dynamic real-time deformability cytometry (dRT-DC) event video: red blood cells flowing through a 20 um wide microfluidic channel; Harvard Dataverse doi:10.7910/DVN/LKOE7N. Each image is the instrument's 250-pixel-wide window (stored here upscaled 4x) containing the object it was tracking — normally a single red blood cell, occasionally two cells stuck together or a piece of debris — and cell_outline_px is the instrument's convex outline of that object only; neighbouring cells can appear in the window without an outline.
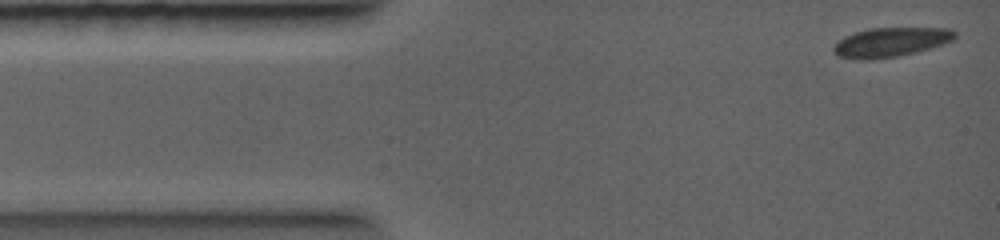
{"species": "common noctule bat (a hibernating species)", "species_latin": "Nyctalus noctula", "temperature_condition": "warm", "stored_images_in_passage": 9, "camera_frame_rate_fps": 5000, "um_per_image_px": 0.085, "animal": {"sex": "female", "body_mass_g": 19.0, "forearm_length_mm": 56.7}, "frame": {"image": 1, "passage_image": 1, "time_ms": 0.0, "image_size_px": [1000, 240], "cell_outline_px": [[956, 36], [952, 40], [944, 44], [916, 52], [896, 56], [868, 60], [860, 60], [840, 56], [832, 48], [836, 40], [844, 36], [868, 28], [952, 28], [956, 32]], "centroid_in_image_um": [75.71, 3.57], "position_along_channel_um": 9.3, "area_um2": 20.75}}
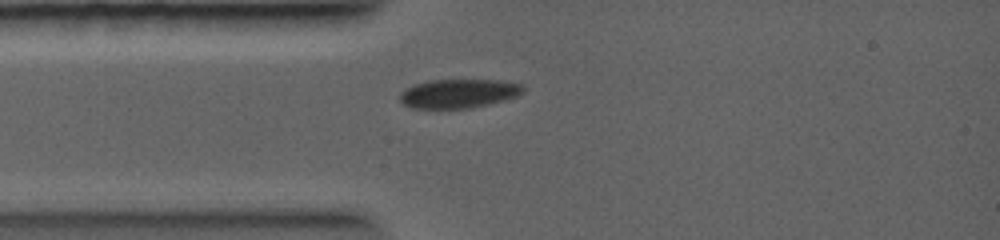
{"frame": {"image": 2, "passage_image": 6, "time_ms": 2.2, "image_size_px": [1000, 240], "cell_outline_px": [[524, 92], [516, 96], [504, 100], [488, 104], [468, 108], [412, 108], [404, 104], [400, 100], [400, 92], [416, 84], [432, 80], [496, 80], [520, 84], [524, 88]], "centroid_in_image_um": [38.98, 7.95], "position_along_channel_um": 46.0, "area_um2": 20.46}}
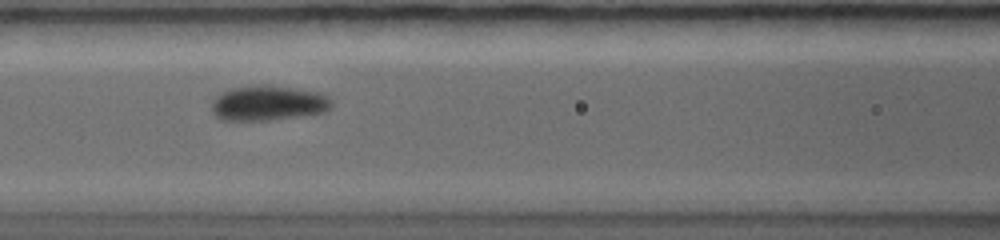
{"frame": {"image": 3, "passage_image": 9, "time_ms": 4.2, "image_size_px": [1000, 240], "cell_outline_px": [[332, 108], [324, 112], [300, 116], [268, 120], [220, 120], [212, 112], [212, 104], [216, 96], [224, 92], [236, 88], [260, 84], [264, 84], [292, 88], [316, 92], [332, 100]], "centroid_in_image_um": [22.79, 8.78], "position_along_channel_um": 143.8, "area_um2": 24.16}}